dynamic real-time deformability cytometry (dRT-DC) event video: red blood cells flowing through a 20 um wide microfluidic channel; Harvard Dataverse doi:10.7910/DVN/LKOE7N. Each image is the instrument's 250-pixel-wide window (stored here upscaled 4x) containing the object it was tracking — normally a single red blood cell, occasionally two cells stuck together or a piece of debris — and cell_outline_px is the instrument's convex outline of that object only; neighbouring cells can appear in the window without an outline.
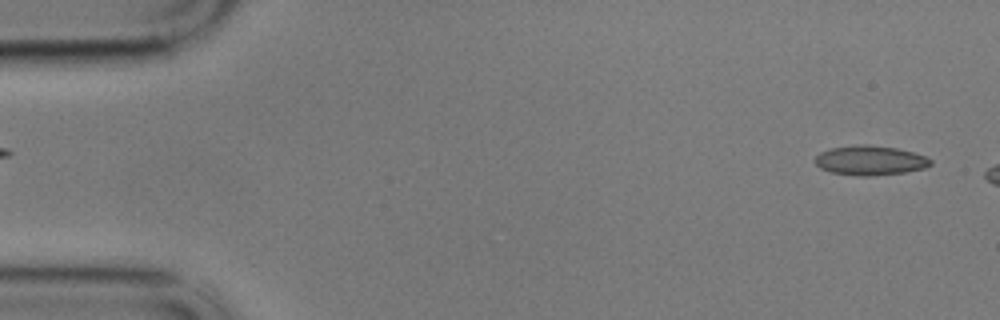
{"species": "common noctule bat (a hibernating species)", "species_latin": "Nyctalus noctula", "temperature_condition": "cold", "stored_images_in_passage": 8, "camera_frame_rate_fps": 3000, "um_per_image_px": 0.085, "animal": {"sex": "male", "body_mass_g": 17.9}, "frame": {"image": 1, "passage_image": 2, "time_ms": 0.333, "image_size_px": [1000, 320], "cell_outline_px": [[932, 164], [924, 168], [904, 172], [872, 176], [860, 176], [832, 172], [820, 168], [812, 160], [820, 152], [832, 148], [856, 144], [868, 144], [896, 148], [912, 152], [924, 156], [932, 160]], "centroid_in_image_um": [73.93, 13.63], "position_along_channel_um": 11.1, "area_um2": 19.88}}